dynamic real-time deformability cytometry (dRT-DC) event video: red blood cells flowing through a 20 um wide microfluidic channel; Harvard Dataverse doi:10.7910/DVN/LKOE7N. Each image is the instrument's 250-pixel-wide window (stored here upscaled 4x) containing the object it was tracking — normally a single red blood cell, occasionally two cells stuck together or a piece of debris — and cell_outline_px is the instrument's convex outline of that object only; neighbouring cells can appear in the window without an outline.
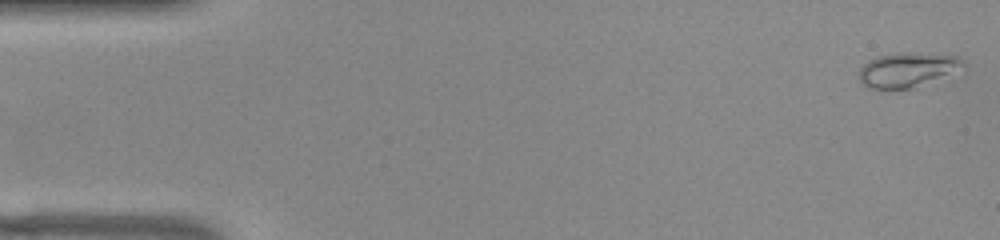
{"species": "common noctule bat (a hibernating species)", "species_latin": "Nyctalus noctula", "temperature_condition": "warm", "stored_images_in_passage": 10, "camera_frame_rate_fps": 3000, "um_per_image_px": 0.085, "animal": {"sex": "female", "body_mass_g": 22.0, "forearm_length_mm": 56.7}, "frame": {"image": 1, "passage_image": 1, "time_ms": 0.0, "image_size_px": [1000, 240], "cell_outline_px": [[964, 64], [916, 88], [868, 88], [860, 84], [860, 68], [868, 60], [876, 56], [900, 52], [912, 52], [956, 56]], "centroid_in_image_um": [76.98, 5.92], "position_along_channel_um": 8.0, "area_um2": 20.29}}